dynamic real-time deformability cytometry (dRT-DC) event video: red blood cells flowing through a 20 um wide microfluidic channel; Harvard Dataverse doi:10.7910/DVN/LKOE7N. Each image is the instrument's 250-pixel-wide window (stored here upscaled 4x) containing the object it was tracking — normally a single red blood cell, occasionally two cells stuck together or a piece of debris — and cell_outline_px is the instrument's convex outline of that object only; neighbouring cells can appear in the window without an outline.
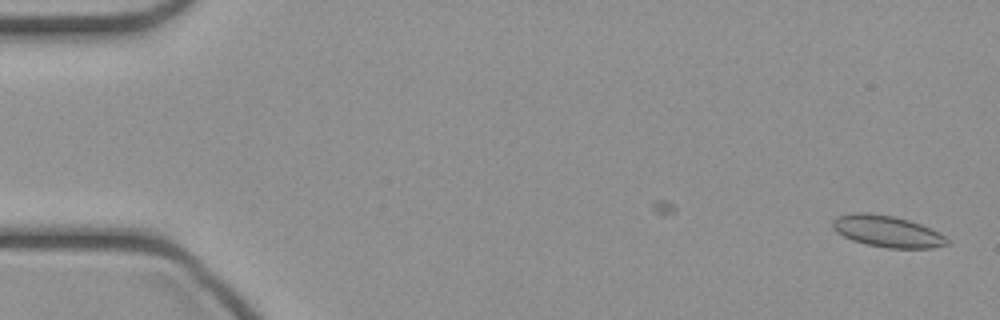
{"species": "common noctule bat (a hibernating species)", "species_latin": "Nyctalus noctula", "temperature_condition": "cold", "stored_images_in_passage": 40, "camera_frame_rate_fps": 3000, "um_per_image_px": 0.085, "animal": {"sex": "female", "body_mass_g": 21.9}, "frame": {"image": 1, "passage_image": 1, "time_ms": 0.0, "image_size_px": [1000, 320], "cell_outline_px": [[948, 244], [932, 248], [888, 248], [868, 244], [852, 240], [836, 232], [832, 228], [832, 220], [836, 216], [852, 212], [868, 212], [892, 216], [908, 220], [920, 224], [940, 232], [948, 240]], "centroid_in_image_um": [75.38, 19.65], "position_along_channel_um": 9.6, "area_um2": 21.04}}
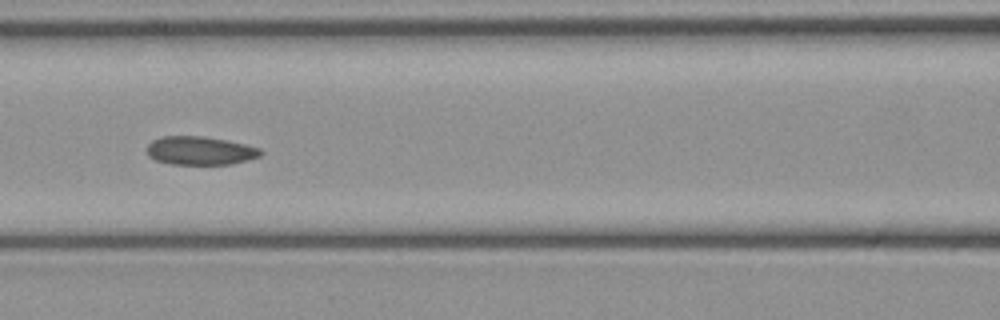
{"frame": {"image": 2, "passage_image": 20, "time_ms": 6.333, "image_size_px": [1000, 320], "cell_outline_px": [[264, 152], [260, 156], [232, 164], [172, 164], [156, 160], [148, 156], [148, 144], [152, 140], [164, 136], [204, 136], [228, 140], [260, 148]], "centroid_in_image_um": [17.03, 12.8], "position_along_channel_um": 149.6, "area_um2": 18.84}}
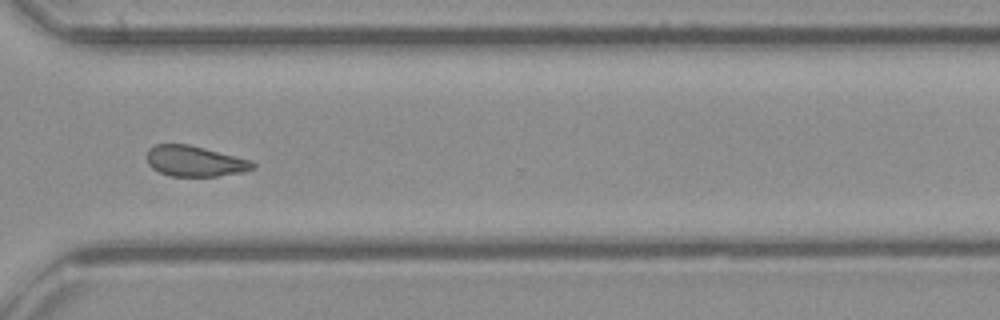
{"frame": {"image": 3, "passage_image": 34, "time_ms": 11.0, "image_size_px": [1000, 320], "cell_outline_px": [[256, 168], [244, 172], [216, 176], [172, 176], [160, 172], [152, 168], [148, 164], [148, 148], [156, 144], [188, 144], [252, 160], [256, 164]], "centroid_in_image_um": [16.59, 13.7], "position_along_channel_um": 354.0, "area_um2": 18.9}}